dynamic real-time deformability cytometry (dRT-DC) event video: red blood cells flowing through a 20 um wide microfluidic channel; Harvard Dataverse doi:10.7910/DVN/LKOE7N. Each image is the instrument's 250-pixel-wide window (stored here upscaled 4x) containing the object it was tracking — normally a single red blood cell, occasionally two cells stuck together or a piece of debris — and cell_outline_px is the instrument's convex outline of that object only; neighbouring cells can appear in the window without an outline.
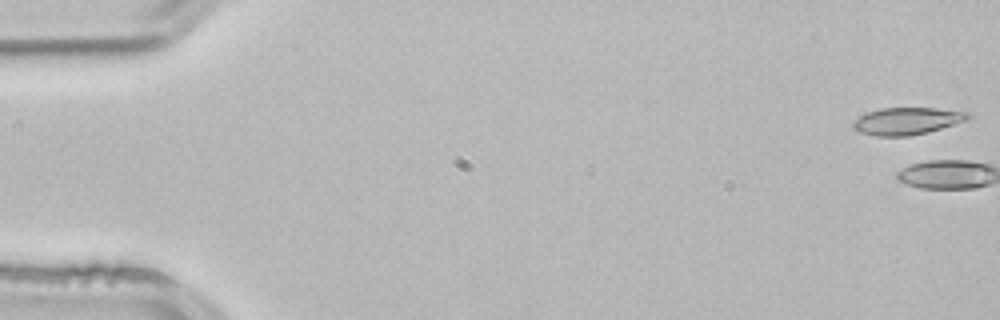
{"species": "common noctule bat (a hibernating species)", "species_latin": "Nyctalus noctula", "temperature_condition": "room temperature", "stored_images_in_passage": 4, "camera_frame_rate_fps": 3000, "um_per_image_px": 0.085, "animal": {"sex": "male", "body_mass_g": 21.5, "forearm_length_mm": 52.0}, "frame": {"image": 1, "passage_image": 1, "time_ms": 0.0, "image_size_px": [1000, 320], "cell_outline_px": [[972, 116], [968, 120], [928, 132], [908, 136], [876, 136], [860, 132], [852, 128], [852, 124], [860, 116], [868, 112], [880, 108], [936, 108], [968, 112]], "centroid_in_image_um": [77.12, 10.29], "position_along_channel_um": 7.9, "area_um2": 18.15}}